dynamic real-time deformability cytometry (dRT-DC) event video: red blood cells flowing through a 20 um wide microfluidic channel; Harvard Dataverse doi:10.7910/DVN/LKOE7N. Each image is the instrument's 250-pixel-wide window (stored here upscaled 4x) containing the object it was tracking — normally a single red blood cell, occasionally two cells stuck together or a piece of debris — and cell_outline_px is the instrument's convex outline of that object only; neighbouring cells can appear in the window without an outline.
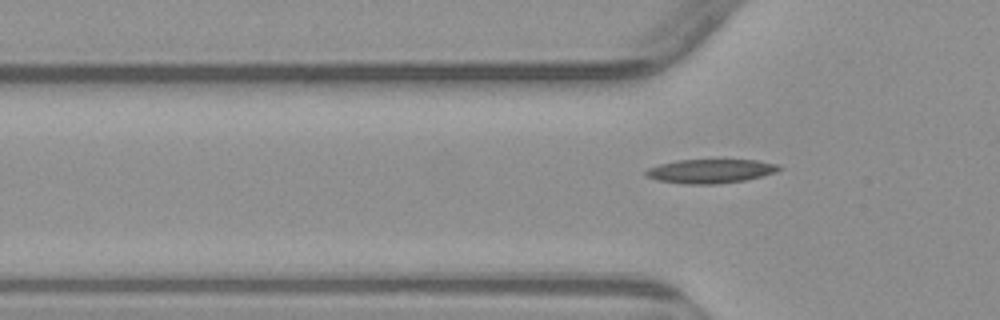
{"species": "common noctule bat (a hibernating species)", "species_latin": "Nyctalus noctula", "temperature_condition": "warm", "stored_images_in_passage": 4, "camera_frame_rate_fps": 3000, "um_per_image_px": 0.085, "animal": {"sex": "male", "body_mass_g": 23.1, "forearm_length_mm": 52.7}, "frame": {"image": 1, "passage_image": 4, "time_ms": 4.667, "image_size_px": [1000, 320], "cell_outline_px": [[784, 168], [776, 172], [744, 180], [716, 184], [684, 184], [656, 180], [648, 176], [644, 172], [648, 168], [660, 164], [676, 160], [756, 160], [780, 164]], "centroid_in_image_um": [60.41, 14.54], "position_along_channel_um": 65.4, "area_um2": 18.61}}